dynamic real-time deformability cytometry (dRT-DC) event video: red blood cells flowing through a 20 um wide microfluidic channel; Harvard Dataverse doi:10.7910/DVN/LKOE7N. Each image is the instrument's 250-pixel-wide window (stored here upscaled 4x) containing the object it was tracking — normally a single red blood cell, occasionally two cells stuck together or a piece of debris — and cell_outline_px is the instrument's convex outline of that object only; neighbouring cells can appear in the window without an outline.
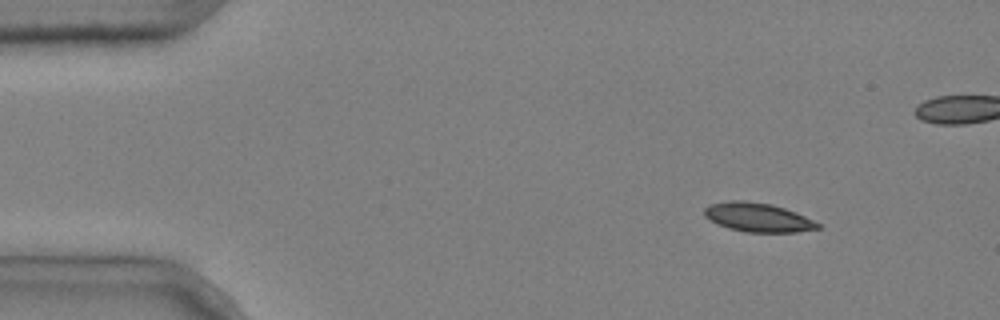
{"species": "common noctule bat (a hibernating species)", "species_latin": "Nyctalus noctula", "temperature_condition": "cold", "stored_images_in_passage": 2, "camera_frame_rate_fps": 3000, "um_per_image_px": 0.085, "animal": {"sex": "male", "body_mass_g": 20.4}, "frame": {"image": 1, "passage_image": 1, "time_ms": 0.0, "image_size_px": [1000, 320], "cell_outline_px": [[820, 228], [796, 232], [744, 232], [728, 228], [716, 224], [704, 216], [704, 208], [708, 204], [728, 200], [744, 200], [772, 204], [796, 212], [820, 224]], "centroid_in_image_um": [64.36, 18.47], "position_along_channel_um": 20.6, "area_um2": 19.31}}